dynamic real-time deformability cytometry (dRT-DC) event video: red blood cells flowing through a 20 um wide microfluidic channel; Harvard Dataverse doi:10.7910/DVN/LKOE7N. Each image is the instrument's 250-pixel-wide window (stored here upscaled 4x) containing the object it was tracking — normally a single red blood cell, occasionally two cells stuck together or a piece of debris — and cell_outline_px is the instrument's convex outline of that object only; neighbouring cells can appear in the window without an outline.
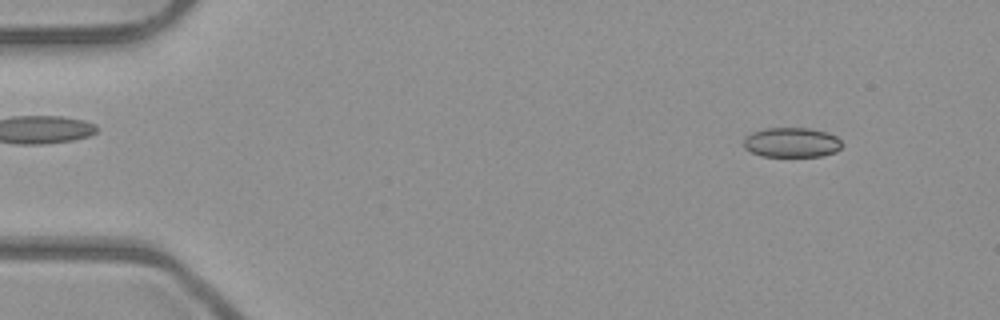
{"species": "common noctule bat (a hibernating species)", "species_latin": "Nyctalus noctula", "temperature_condition": "room temperature", "stored_images_in_passage": 52, "camera_frame_rate_fps": 3000, "um_per_image_px": 0.085, "animal": {"sex": "male", "body_mass_g": 23.1, "forearm_length_mm": 52.7}, "frame": {"image": 1, "passage_image": 6, "time_ms": 1.667, "image_size_px": [1000, 320], "cell_outline_px": [[844, 144], [836, 152], [820, 156], [764, 156], [752, 152], [744, 148], [744, 140], [752, 132], [764, 128], [808, 128], [824, 132], [836, 136]], "centroid_in_image_um": [67.31, 12.11], "position_along_channel_um": 17.7, "area_um2": 16.94}}
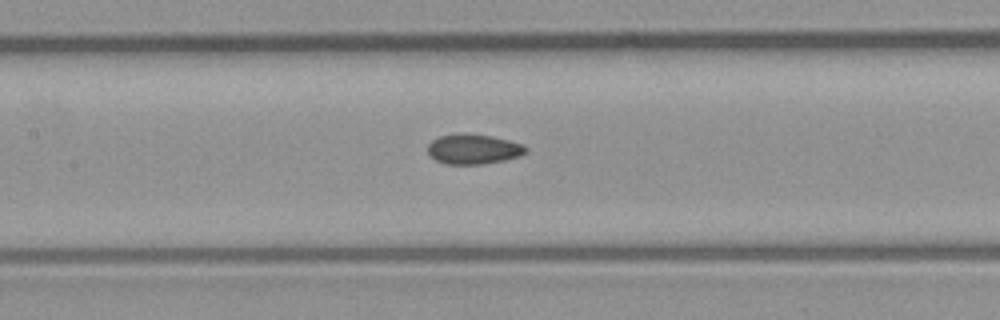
{"frame": {"image": 2, "passage_image": 25, "time_ms": 8.0, "image_size_px": [1000, 320], "cell_outline_px": [[528, 148], [520, 156], [504, 160], [480, 164], [444, 164], [428, 156], [428, 144], [432, 140], [440, 136], [460, 132], [464, 132], [492, 136], [524, 144]], "centroid_in_image_um": [40.21, 12.66], "position_along_channel_um": 167.2, "area_um2": 17.34}}
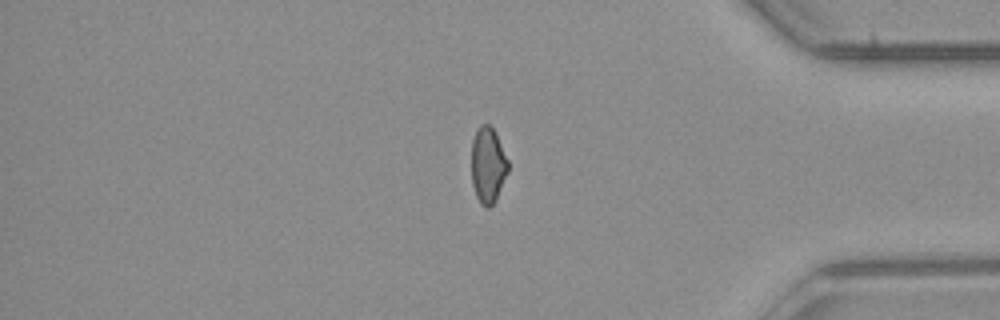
{"frame": {"image": 3, "passage_image": 44, "time_ms": 14.333, "image_size_px": [1000, 320], "cell_outline_px": [[508, 172], [496, 200], [488, 208], [484, 208], [480, 204], [476, 196], [472, 184], [472, 140], [476, 128], [480, 124], [488, 124], [496, 132], [508, 160]], "centroid_in_image_um": [41.47, 14.03], "position_along_channel_um": 393.7, "area_um2": 16.42}, "authors_computed_cell_mechanics": {"area_um2": 17.0221, "velocity_mm_per_s": 3.9882, "shape_relaxation_time_tau1_ms": null, "shape_relaxation_time_tau2_ms": 2.6241, "deformation_change_tau1": null, "deformation_change_tau2": 0.0589}}